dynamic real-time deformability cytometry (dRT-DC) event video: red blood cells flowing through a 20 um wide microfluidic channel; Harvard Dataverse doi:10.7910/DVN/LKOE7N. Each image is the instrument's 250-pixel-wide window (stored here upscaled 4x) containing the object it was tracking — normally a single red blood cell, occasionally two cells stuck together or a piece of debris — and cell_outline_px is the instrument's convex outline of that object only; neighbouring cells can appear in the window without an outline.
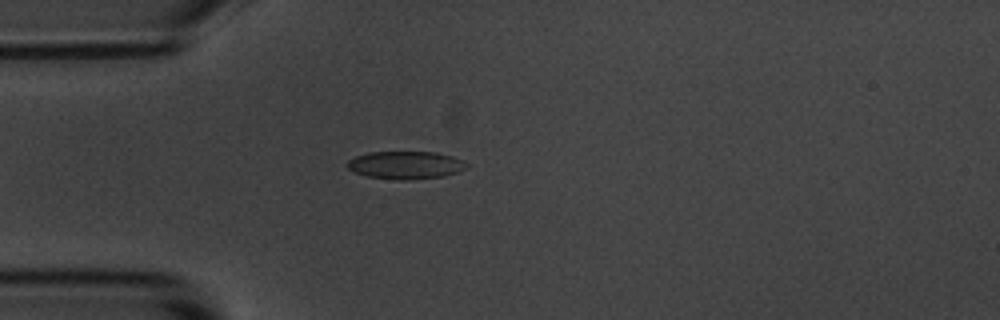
{"species": "common noctule bat (a hibernating species)", "species_latin": "Nyctalus noctula", "temperature_condition": "room temperature", "stored_images_in_passage": 1, "camera_frame_rate_fps": 3000, "um_per_image_px": 0.085, "animal": {"sex": "male", "body_mass_g": 20.1, "forearm_length_mm": 53.5}, "frame": {"image": 1, "passage_image": 1, "time_ms": 0.0, "image_size_px": [1000, 320], "cell_outline_px": [[468, 168], [444, 176], [408, 180], [396, 180], [368, 176], [356, 172], [348, 168], [344, 164], [348, 160], [356, 156], [368, 152], [436, 152], [452, 156], [468, 164]], "centroid_in_image_um": [34.46, 14.03], "position_along_channel_um": 50.5, "area_um2": 19.31}}